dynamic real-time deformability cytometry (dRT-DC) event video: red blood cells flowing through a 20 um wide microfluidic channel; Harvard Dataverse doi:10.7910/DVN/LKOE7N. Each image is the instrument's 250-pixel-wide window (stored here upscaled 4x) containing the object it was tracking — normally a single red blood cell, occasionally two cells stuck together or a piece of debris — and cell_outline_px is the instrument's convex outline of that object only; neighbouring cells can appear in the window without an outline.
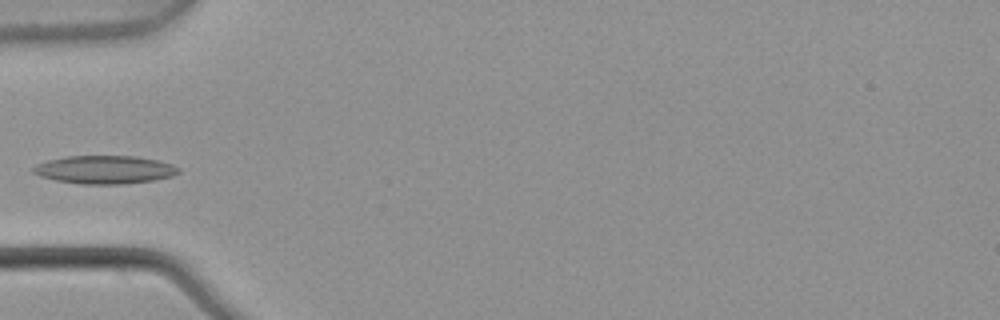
{"species": "common noctule bat (a hibernating species)", "species_latin": "Nyctalus noctula", "temperature_condition": "warm", "stored_images_in_passage": 5, "camera_frame_rate_fps": 3000, "um_per_image_px": 0.085, "animal": {"sex": "male", "body_mass_g": 21.5, "forearm_length_mm": 52.0}, "frame": {"image": 1, "passage_image": 5, "time_ms": 1.333, "image_size_px": [1000, 320], "cell_outline_px": [[180, 172], [172, 176], [152, 180], [120, 184], [80, 184], [56, 180], [40, 176], [32, 172], [32, 168], [36, 164], [48, 160], [68, 156], [136, 156], [160, 160], [172, 164], [180, 168]], "centroid_in_image_um": [8.91, 14.41], "position_along_channel_um": 76.1, "area_um2": 23.87}}